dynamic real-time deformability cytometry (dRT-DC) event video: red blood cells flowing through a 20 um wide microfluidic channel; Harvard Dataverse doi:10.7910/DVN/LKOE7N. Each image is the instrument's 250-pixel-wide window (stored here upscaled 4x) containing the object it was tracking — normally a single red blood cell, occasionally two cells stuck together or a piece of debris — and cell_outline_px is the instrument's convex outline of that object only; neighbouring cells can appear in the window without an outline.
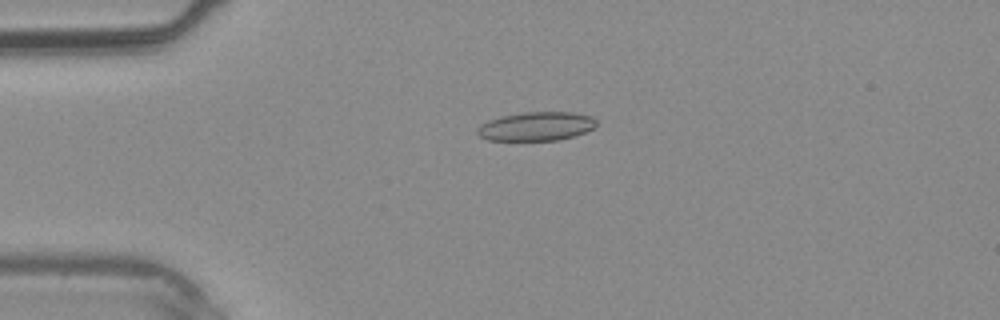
{"species": "common noctule bat (a hibernating species)", "species_latin": "Nyctalus noctula", "temperature_condition": "warm", "stored_images_in_passage": 31, "camera_frame_rate_fps": 3000, "um_per_image_px": 0.085, "animal": {"sex": "male", "body_mass_g": 20.4}, "frame": {"image": 1, "passage_image": 1, "time_ms": 0.0, "image_size_px": [1000, 320], "cell_outline_px": [[596, 128], [560, 140], [488, 140], [480, 136], [476, 132], [476, 128], [480, 124], [488, 120], [500, 116], [524, 112], [572, 112], [592, 116], [596, 120]], "centroid_in_image_um": [45.57, 10.73], "position_along_channel_um": 39.4, "area_um2": 20.11}}
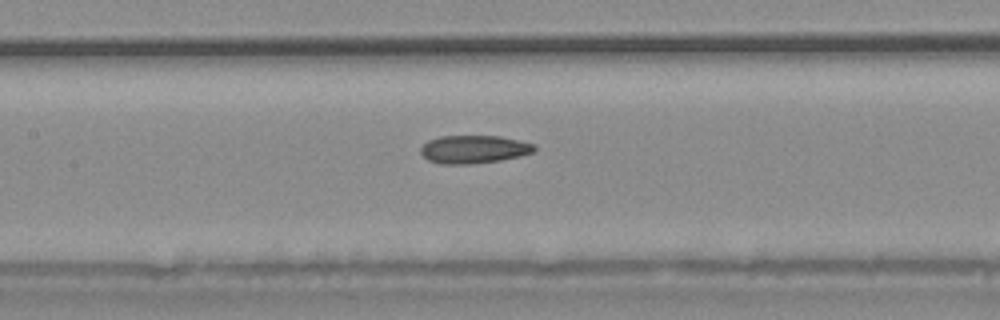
{"frame": {"image": 2, "passage_image": 10, "time_ms": 3.0, "image_size_px": [1000, 320], "cell_outline_px": [[536, 148], [532, 152], [520, 156], [500, 160], [468, 164], [440, 164], [428, 160], [420, 152], [420, 148], [428, 140], [440, 136], [500, 136], [536, 144]], "centroid_in_image_um": [40.26, 12.69], "position_along_channel_um": 167.1, "area_um2": 18.55}}
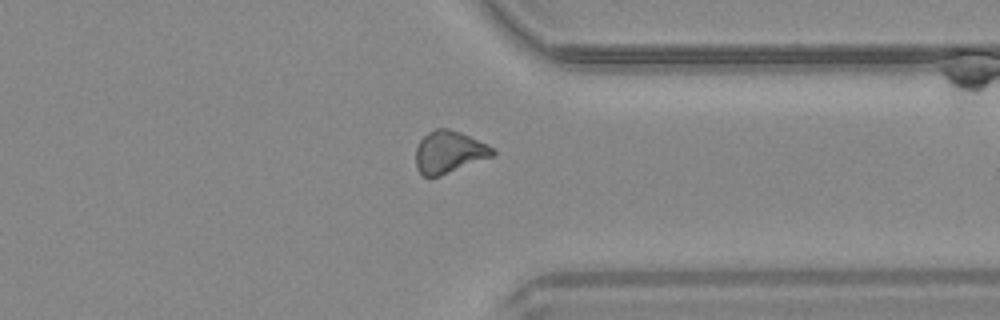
{"frame": {"image": 3, "passage_image": 22, "time_ms": 7.0, "image_size_px": [1000, 320], "cell_outline_px": [[496, 152], [492, 156], [440, 176], [424, 176], [416, 168], [416, 148], [420, 140], [428, 132], [436, 128], [448, 128], [460, 132], [492, 148]], "centroid_in_image_um": [38.12, 12.92], "position_along_channel_um": 373.3, "area_um2": 18.5}}